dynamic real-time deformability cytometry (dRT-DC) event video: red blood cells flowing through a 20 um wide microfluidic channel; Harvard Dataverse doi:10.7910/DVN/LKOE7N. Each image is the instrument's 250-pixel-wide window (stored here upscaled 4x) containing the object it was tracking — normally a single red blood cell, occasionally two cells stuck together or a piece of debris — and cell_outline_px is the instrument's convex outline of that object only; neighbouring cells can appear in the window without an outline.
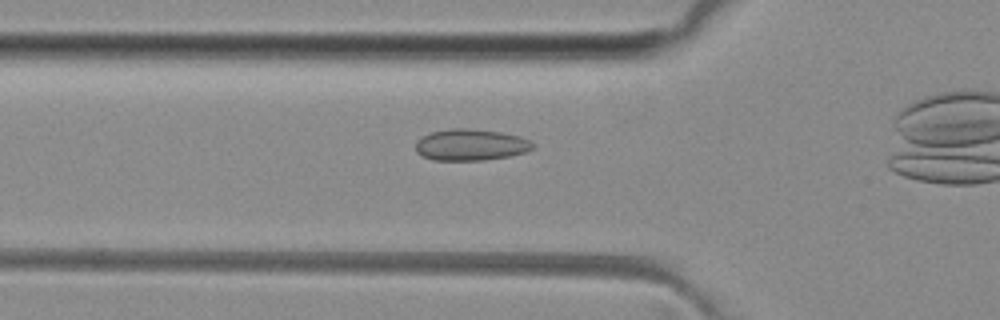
{"species": "common noctule bat (a hibernating species)", "species_latin": "Nyctalus noctula", "temperature_condition": "room temperature", "stored_images_in_passage": 32, "camera_frame_rate_fps": 3000, "um_per_image_px": 0.085, "animal": {"sex": "female", "body_mass_g": 29.2, "forearm_length_mm": 56.3}, "frame": {"image": 1, "passage_image": 8, "time_ms": 2.333, "image_size_px": [1000, 320], "cell_outline_px": [[536, 144], [532, 148], [524, 152], [508, 156], [484, 160], [432, 160], [416, 152], [416, 140], [432, 132], [452, 128], [468, 128], [500, 132], [520, 136]], "centroid_in_image_um": [40.0, 12.31], "position_along_channel_um": 85.8, "area_um2": 21.33}}
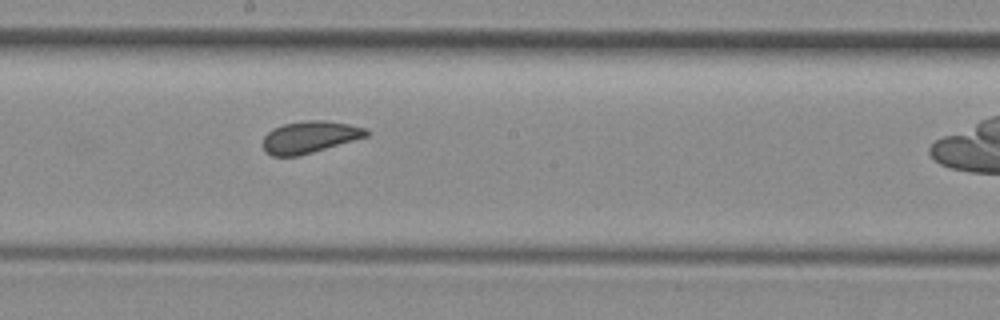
{"frame": {"image": 2, "passage_image": 18, "time_ms": 5.667, "image_size_px": [1000, 320], "cell_outline_px": [[372, 132], [368, 136], [312, 152], [296, 156], [272, 156], [264, 152], [264, 136], [272, 128], [284, 124], [308, 120], [324, 120], [348, 124], [368, 128]], "centroid_in_image_um": [26.34, 11.64], "position_along_channel_um": 221.9, "area_um2": 19.19}}
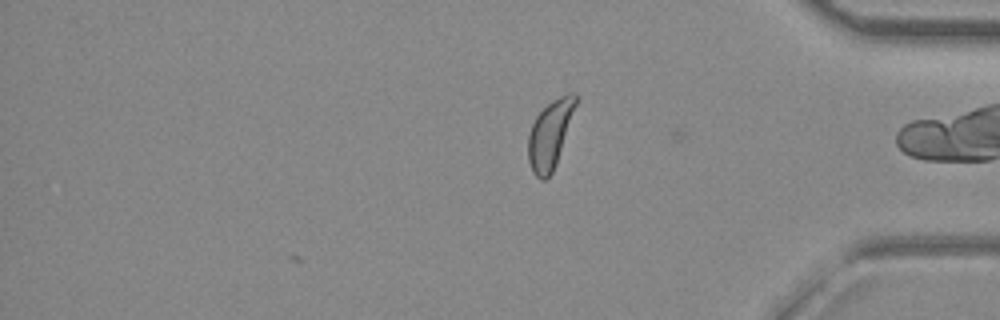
{"frame": {"image": 3, "passage_image": 32, "time_ms": 10.333, "image_size_px": [1000, 320], "cell_outline_px": [[580, 100], [556, 164], [552, 172], [544, 180], [540, 180], [532, 172], [528, 160], [528, 136], [532, 124], [536, 116], [552, 100], [568, 92], [572, 92], [580, 96]], "centroid_in_image_um": [46.81, 11.37], "position_along_channel_um": 388.4, "area_um2": 19.19}, "authors_computed_cell_mechanics": {"area_um2": 19.1896, "velocity_mm_per_s": 4.0498, "shape_relaxation_time_tau1_ms": null, "shape_relaxation_time_tau2_ms": 0.9016, "deformation_change_tau1": null, "deformation_change_tau2": 0.0652}}